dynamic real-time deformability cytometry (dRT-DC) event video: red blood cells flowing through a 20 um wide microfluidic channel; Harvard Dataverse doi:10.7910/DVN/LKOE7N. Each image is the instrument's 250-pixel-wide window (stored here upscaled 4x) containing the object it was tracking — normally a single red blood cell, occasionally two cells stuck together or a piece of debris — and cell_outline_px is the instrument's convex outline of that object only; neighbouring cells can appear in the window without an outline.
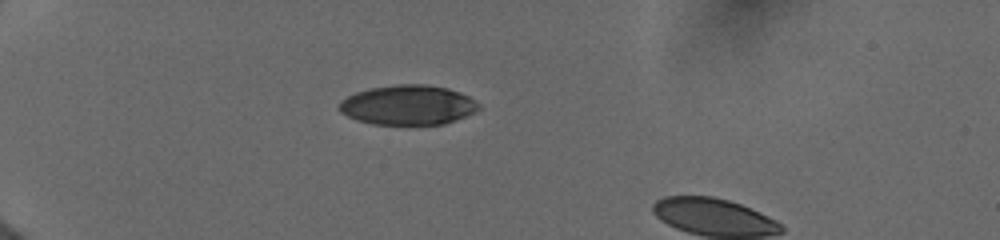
{"species": "human", "species_latin": "Homo sapiens", "temperature_condition": "cold", "stored_images_in_passage": 20, "camera_frame_rate_fps": 3000, "um_per_image_px": 0.085, "donor": {"sex": "female"}, "frame": {"image": 1, "passage_image": 1, "time_ms": 0.0, "image_size_px": [1000, 240], "cell_outline_px": [[480, 108], [476, 112], [456, 120], [444, 124], [372, 124], [356, 120], [340, 112], [336, 108], [340, 100], [356, 92], [372, 88], [396, 84], [424, 84], [448, 88], [460, 92], [468, 96], [480, 104]], "centroid_in_image_um": [34.67, 8.93], "position_along_channel_um": 50.3, "area_um2": 32.48}}
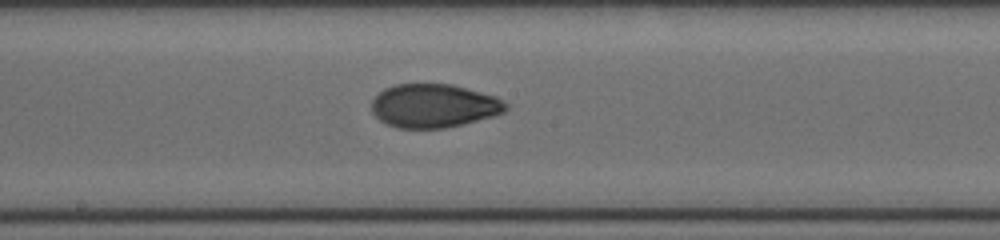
{"frame": {"image": 2, "passage_image": 9, "time_ms": 5.0, "image_size_px": [1000, 240], "cell_outline_px": [[508, 108], [504, 112], [492, 116], [444, 128], [396, 128], [380, 120], [372, 112], [372, 100], [384, 88], [396, 84], [452, 84], [496, 96], [508, 104]], "centroid_in_image_um": [36.87, 8.98], "position_along_channel_um": 211.3, "area_um2": 33.93}}
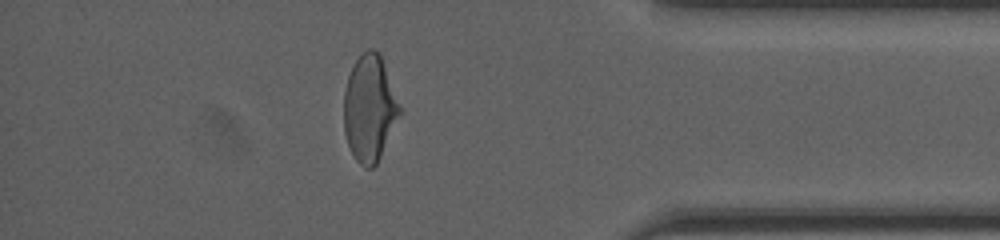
{"frame": {"image": 3, "passage_image": 17, "time_ms": 10.333, "image_size_px": [1000, 240], "cell_outline_px": [[400, 112], [380, 156], [376, 164], [372, 168], [364, 168], [356, 160], [348, 144], [344, 132], [344, 92], [348, 76], [352, 64], [368, 48], [372, 48], [380, 52], [400, 108]], "centroid_in_image_um": [31.37, 9.18], "position_along_channel_um": 403.8, "area_um2": 33.99}}